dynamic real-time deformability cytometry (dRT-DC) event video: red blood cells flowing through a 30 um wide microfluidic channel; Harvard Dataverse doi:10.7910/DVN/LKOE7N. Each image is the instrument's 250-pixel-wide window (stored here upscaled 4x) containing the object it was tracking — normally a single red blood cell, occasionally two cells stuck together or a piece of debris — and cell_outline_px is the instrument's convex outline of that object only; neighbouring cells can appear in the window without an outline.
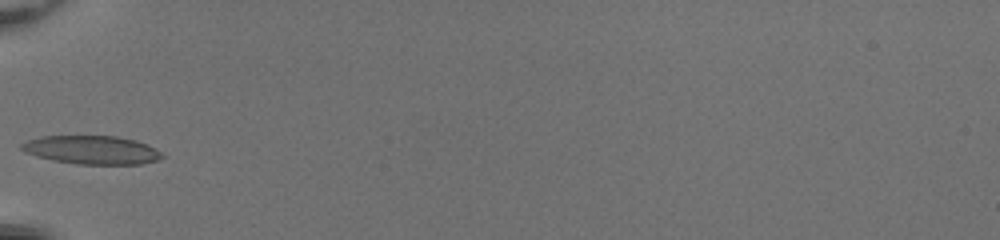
{"species": "common noctule bat (a hibernating species)", "species_latin": "Nyctalus noctula", "temperature_condition": "room temperature", "stored_images_in_passage": 14, "camera_frame_rate_fps": 3000, "um_per_image_px": 0.085, "animal": {"sex": "female", "body_mass_g": 20.0, "forearm_length_mm": 54.0}, "frame": {"image": 1, "passage_image": 1, "time_ms": 0.0, "image_size_px": [1000, 240], "cell_outline_px": [[164, 156], [156, 160], [140, 164], [80, 164], [52, 160], [36, 156], [24, 152], [20, 148], [20, 144], [28, 140], [40, 136], [116, 136], [136, 140], [148, 144], [156, 148]], "centroid_in_image_um": [7.79, 12.74], "position_along_channel_um": 77.2, "area_um2": 23.35}}